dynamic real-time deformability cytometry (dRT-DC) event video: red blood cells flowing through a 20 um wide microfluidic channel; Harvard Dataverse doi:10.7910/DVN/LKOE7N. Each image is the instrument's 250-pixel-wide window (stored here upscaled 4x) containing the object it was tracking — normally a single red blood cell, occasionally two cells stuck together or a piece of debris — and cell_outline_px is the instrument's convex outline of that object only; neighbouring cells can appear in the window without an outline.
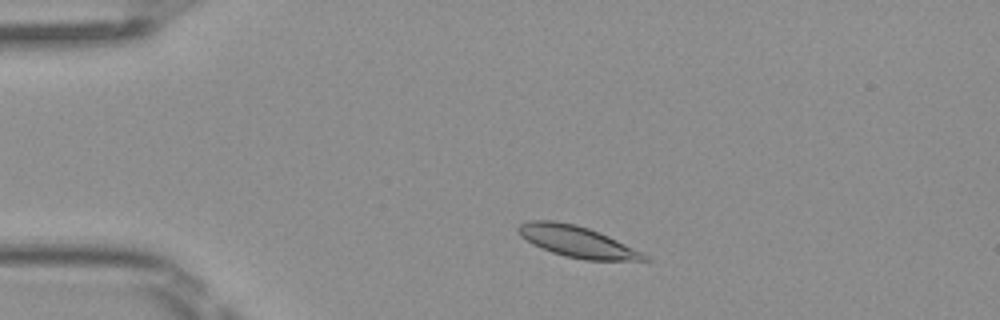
{"species": "Egyptian fruit bat (a non-hibernating species)", "species_latin": "Rousettus aegyptiacus", "temperature_condition": "room temperature", "stored_images_in_passage": 3, "camera_frame_rate_fps": 3000, "um_per_image_px": 0.085, "frame": {"image": 1, "passage_image": 2, "time_ms": 0.333, "image_size_px": [1000, 320], "cell_outline_px": [[652, 260], [584, 260], [552, 252], [540, 248], [532, 244], [520, 236], [516, 228], [520, 224], [528, 220], [556, 220], [576, 224], [588, 228], [608, 236], [648, 256]], "centroid_in_image_um": [48.97, 20.51], "position_along_channel_um": 36.0, "area_um2": 22.72}}